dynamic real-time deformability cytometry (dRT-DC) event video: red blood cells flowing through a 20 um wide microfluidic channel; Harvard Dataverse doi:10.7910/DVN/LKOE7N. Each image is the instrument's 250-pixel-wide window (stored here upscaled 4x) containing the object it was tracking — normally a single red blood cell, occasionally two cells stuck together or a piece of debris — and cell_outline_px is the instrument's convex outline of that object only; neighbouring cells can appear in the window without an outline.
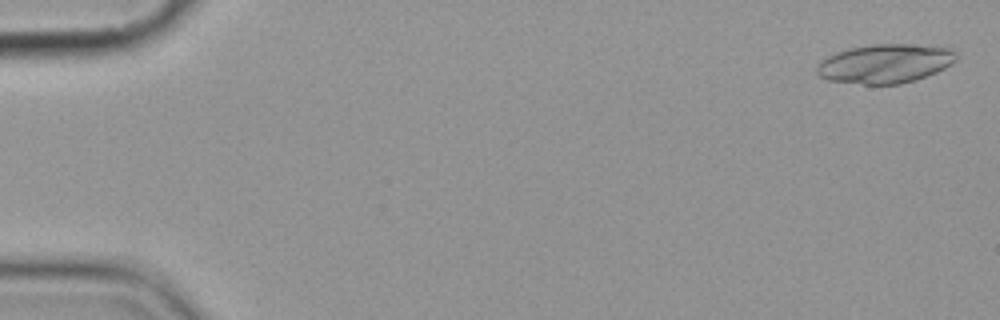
{"species": "common noctule bat (a hibernating species)", "species_latin": "Nyctalus noctula", "temperature_condition": "cold", "stored_images_in_passage": 7, "camera_frame_rate_fps": 3000, "um_per_image_px": 0.085, "animal": {"sex": "female", "body_mass_g": 19.9}, "frame": {"image": 1, "passage_image": 1, "time_ms": 0.0, "image_size_px": [1000, 320], "cell_outline_px": [[956, 60], [952, 64], [936, 72], [916, 80], [900, 84], [864, 84], [828, 80], [820, 76], [816, 72], [816, 64], [820, 60], [836, 52], [848, 48], [872, 44], [912, 44], [952, 48], [956, 52]], "centroid_in_image_um": [75.22, 5.4], "position_along_channel_um": 9.8, "area_um2": 31.91}}